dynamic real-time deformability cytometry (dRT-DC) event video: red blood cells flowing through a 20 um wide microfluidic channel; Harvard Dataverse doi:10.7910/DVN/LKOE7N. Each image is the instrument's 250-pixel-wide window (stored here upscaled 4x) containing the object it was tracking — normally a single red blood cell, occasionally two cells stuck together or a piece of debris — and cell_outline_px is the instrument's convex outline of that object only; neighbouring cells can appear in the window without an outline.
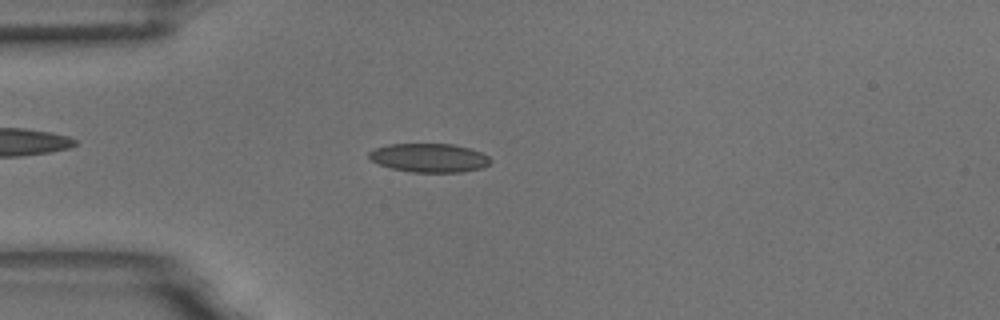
{"species": "common noctule bat (a hibernating species)", "species_latin": "Nyctalus noctula", "temperature_condition": "room temperature", "stored_images_in_passage": 14, "camera_frame_rate_fps": 3000, "um_per_image_px": 0.085, "animal": {"sex": "male", "body_mass_g": 18.8}, "frame": {"image": 1, "passage_image": 3, "time_ms": 0.667, "image_size_px": [1000, 320], "cell_outline_px": [[492, 160], [484, 168], [460, 172], [412, 172], [388, 168], [372, 160], [368, 156], [368, 152], [376, 148], [388, 144], [452, 144], [468, 148], [480, 152], [488, 156]], "centroid_in_image_um": [36.48, 13.42], "position_along_channel_um": 48.5, "area_um2": 20.35}}
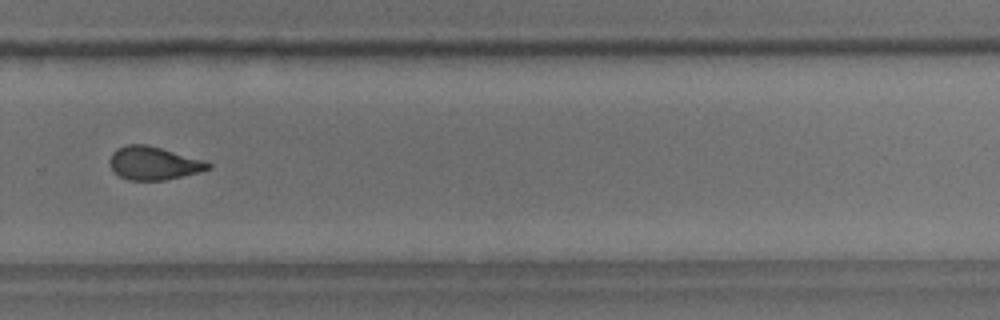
{"frame": {"image": 2, "passage_image": 10, "time_ms": 3.0, "image_size_px": [1000, 320], "cell_outline_px": [[212, 168], [200, 172], [164, 180], [128, 180], [120, 176], [108, 164], [108, 160], [112, 152], [128, 144], [148, 144], [204, 160], [212, 164]], "centroid_in_image_um": [13.07, 13.87], "position_along_channel_um": 316.7, "area_um2": 19.07}}
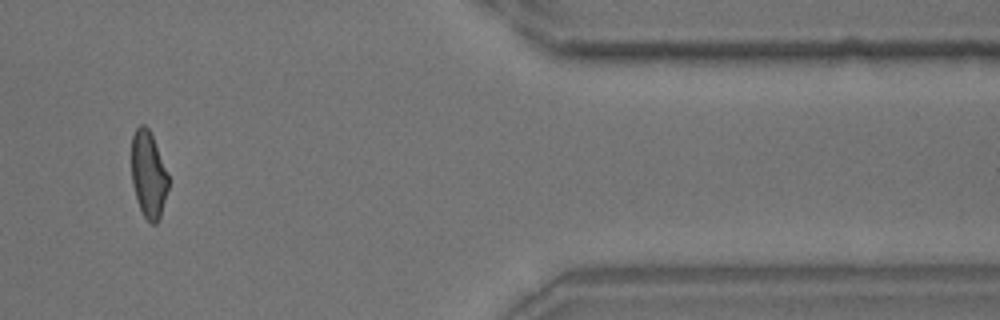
{"frame": {"image": 3, "passage_image": 12, "time_ms": 3.667, "image_size_px": [1000, 320], "cell_outline_px": [[168, 188], [160, 216], [156, 224], [152, 224], [144, 216], [136, 200], [132, 184], [132, 136], [136, 128], [140, 124], [144, 124], [148, 128], [152, 136], [168, 176]], "centroid_in_image_um": [12.6, 14.84], "position_along_channel_um": 398.8, "area_um2": 18.26}}